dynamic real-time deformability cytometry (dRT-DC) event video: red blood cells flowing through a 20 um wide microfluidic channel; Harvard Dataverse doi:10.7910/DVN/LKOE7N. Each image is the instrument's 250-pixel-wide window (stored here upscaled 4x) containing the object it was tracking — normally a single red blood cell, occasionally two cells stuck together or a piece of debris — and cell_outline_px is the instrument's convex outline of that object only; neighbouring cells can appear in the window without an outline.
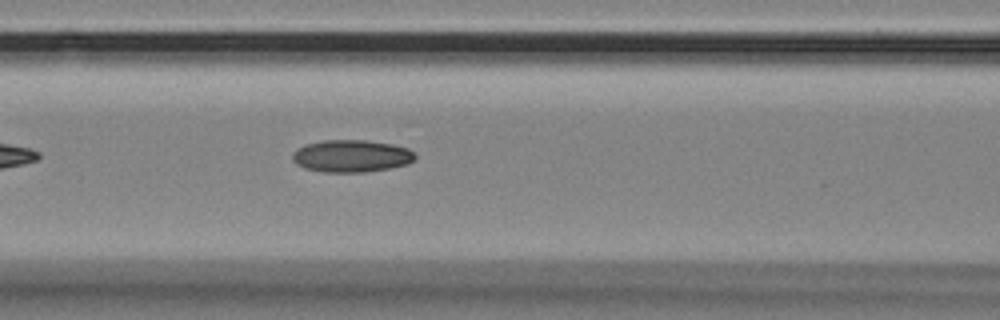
{"species": "Egyptian fruit bat (a non-hibernating species)", "species_latin": "Rousettus aegyptiacus", "temperature_condition": "room temperature", "stored_images_in_passage": 38, "camera_frame_rate_fps": 3000, "um_per_image_px": 0.085, "animal": {"sex": "female"}, "frame": {"image": 1, "passage_image": 10, "time_ms": 3.0, "image_size_px": [1000, 320], "cell_outline_px": [[416, 160], [404, 164], [388, 168], [364, 172], [324, 172], [304, 168], [296, 164], [292, 160], [292, 156], [296, 148], [304, 144], [324, 140], [364, 140], [392, 144], [408, 148], [416, 156]], "centroid_in_image_um": [29.83, 13.25], "position_along_channel_um": 136.8, "area_um2": 23.06}}
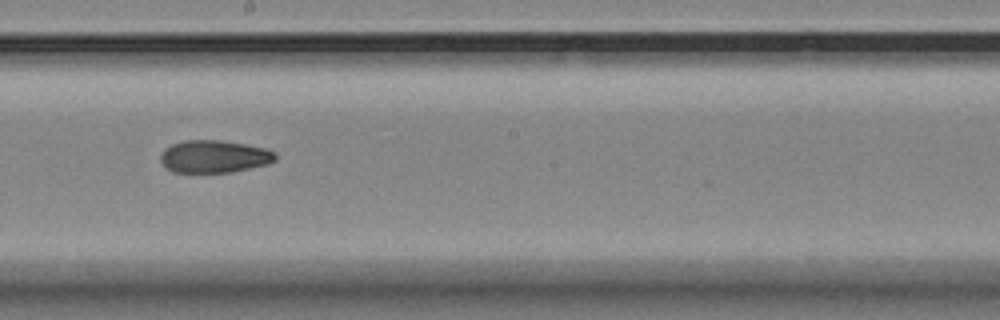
{"frame": {"image": 2, "passage_image": 18, "time_ms": 5.667, "image_size_px": [1000, 320], "cell_outline_px": [[276, 160], [268, 164], [232, 172], [172, 172], [160, 160], [160, 156], [172, 144], [188, 140], [220, 140], [244, 144], [264, 148], [276, 152]], "centroid_in_image_um": [18.25, 13.31], "position_along_channel_um": 230.0, "area_um2": 21.5}}
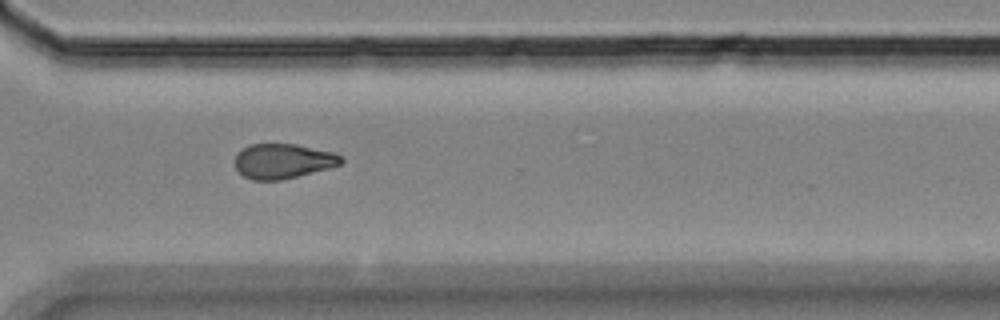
{"frame": {"image": 3, "passage_image": 28, "time_ms": 9.0, "image_size_px": [1000, 320], "cell_outline_px": [[344, 164], [280, 180], [252, 180], [244, 176], [236, 168], [236, 156], [248, 144], [296, 144], [332, 152], [340, 156], [344, 160]], "centroid_in_image_um": [24.07, 13.69], "position_along_channel_um": 346.5, "area_um2": 21.27}, "authors_computed_cell_mechanics": {"area_um2": 22.1952, "velocity_mm_per_s": 3.5042, "shape_relaxation_time_tau1_ms": 7.0714, "shape_relaxation_time_tau2_ms": 4.9998, "deformation_change_tau1": 0.1539, "deformation_change_tau2": 0.117}}